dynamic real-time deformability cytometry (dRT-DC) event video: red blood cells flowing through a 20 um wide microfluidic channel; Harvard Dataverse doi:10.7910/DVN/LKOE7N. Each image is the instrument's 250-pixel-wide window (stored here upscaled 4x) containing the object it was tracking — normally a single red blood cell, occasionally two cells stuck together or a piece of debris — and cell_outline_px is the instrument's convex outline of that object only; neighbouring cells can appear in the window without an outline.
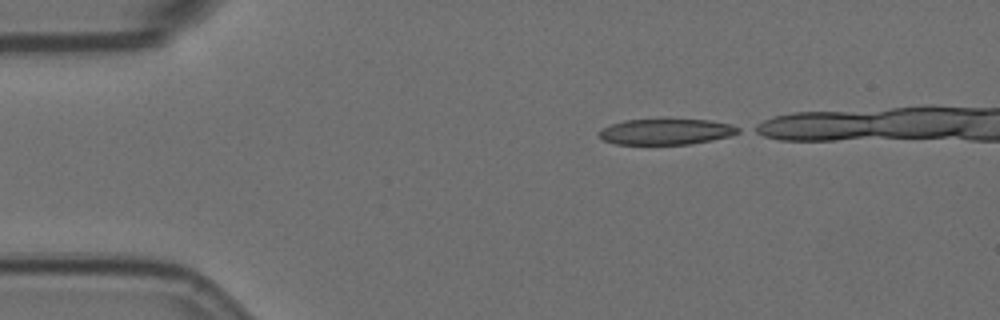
{"species": "Egyptian fruit bat (a non-hibernating species)", "species_latin": "Rousettus aegyptiacus", "temperature_condition": "room temperature", "stored_images_in_passage": 4, "camera_frame_rate_fps": 3000, "um_per_image_px": 0.085, "animal": {"sex": "female"}, "frame": {"image": 1, "passage_image": 1, "time_ms": 0.0, "image_size_px": [1000, 320], "cell_outline_px": [[740, 132], [732, 136], [712, 140], [688, 144], [616, 144], [604, 140], [596, 132], [600, 128], [624, 120], [668, 116], [708, 120], [732, 124], [740, 128]], "centroid_in_image_um": [56.62, 11.14], "position_along_channel_um": 28.4, "area_um2": 22.08}}